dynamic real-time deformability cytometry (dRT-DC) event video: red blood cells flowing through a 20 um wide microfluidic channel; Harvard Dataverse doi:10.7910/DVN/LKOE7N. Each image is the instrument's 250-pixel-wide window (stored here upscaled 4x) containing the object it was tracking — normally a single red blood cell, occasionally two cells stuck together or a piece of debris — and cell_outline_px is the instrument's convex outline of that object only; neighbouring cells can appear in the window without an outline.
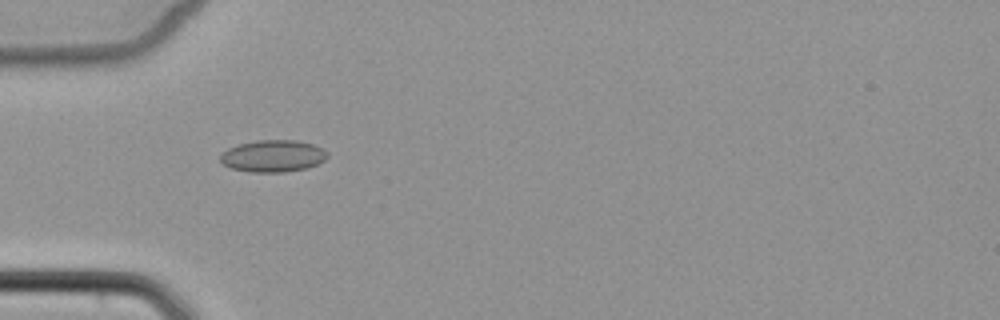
{"species": "common noctule bat (a hibernating species)", "species_latin": "Nyctalus noctula", "temperature_condition": "cold", "stored_images_in_passage": 5, "camera_frame_rate_fps": 3000, "um_per_image_px": 0.085, "animal": {"sex": "female", "body_mass_g": 22.7, "forearm_length_mm": 54.2}, "frame": {"image": 1, "passage_image": 5, "time_ms": 4.667, "image_size_px": [1000, 320], "cell_outline_px": [[328, 156], [324, 160], [308, 168], [284, 172], [248, 172], [232, 168], [224, 164], [220, 160], [220, 156], [228, 148], [240, 144], [256, 140], [296, 140], [312, 144], [328, 152]], "centroid_in_image_um": [23.21, 13.26], "position_along_channel_um": 61.8, "area_um2": 19.83}}